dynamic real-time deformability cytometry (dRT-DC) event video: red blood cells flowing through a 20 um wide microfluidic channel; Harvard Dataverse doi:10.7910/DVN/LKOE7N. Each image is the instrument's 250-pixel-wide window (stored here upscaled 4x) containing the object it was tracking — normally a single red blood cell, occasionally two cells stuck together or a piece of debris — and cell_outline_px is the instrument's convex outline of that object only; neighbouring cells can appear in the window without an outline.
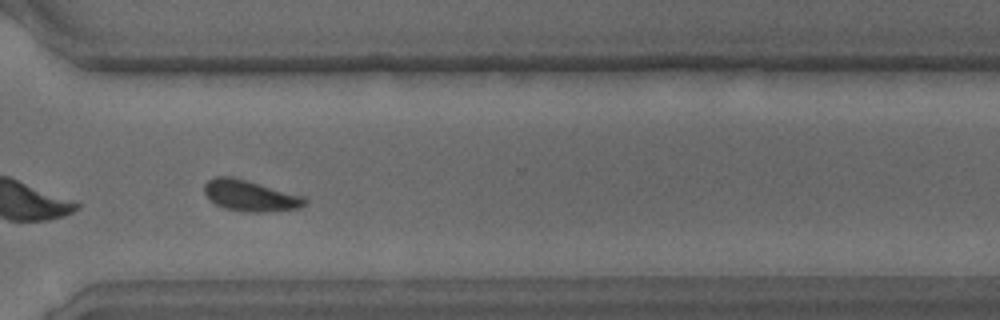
{"species": "common noctule bat (a hibernating species)", "species_latin": "Nyctalus noctula", "temperature_condition": "warm", "stored_images_in_passage": 34, "camera_frame_rate_fps": 3000, "um_per_image_px": 0.085, "animal": {"sex": "male", "body_mass_g": 15.6}, "frame": {"image": 1, "passage_image": 29, "time_ms": 9.333, "image_size_px": [1000, 320], "cell_outline_px": [[308, 200], [300, 208], [268, 212], [244, 212], [224, 208], [216, 204], [204, 192], [204, 184], [208, 180], [216, 176], [232, 176], [304, 196]], "centroid_in_image_um": [21.27, 16.64], "position_along_channel_um": 349.3, "area_um2": 18.15}, "authors_computed_cell_mechanics": {"area_um2": 18.1781, "velocity_mm_per_s": 3.5768, "shape_relaxation_time_tau1_ms": 6.3367, "shape_relaxation_time_tau2_ms": null, "deformation_change_tau1": 0.156, "deformation_change_tau2": null}}